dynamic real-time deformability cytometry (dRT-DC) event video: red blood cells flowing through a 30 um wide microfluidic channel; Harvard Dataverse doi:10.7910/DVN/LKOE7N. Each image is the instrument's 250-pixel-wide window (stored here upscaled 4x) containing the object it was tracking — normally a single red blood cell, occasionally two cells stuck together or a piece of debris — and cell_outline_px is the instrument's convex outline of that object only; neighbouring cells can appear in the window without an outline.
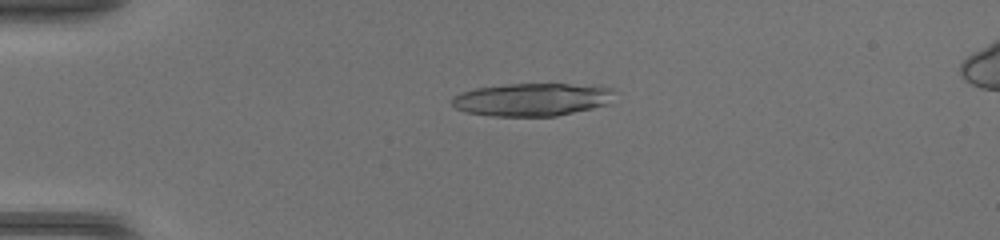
{"species": "common noctule bat (a hibernating species)", "species_latin": "Nyctalus noctula", "temperature_condition": "warm", "stored_images_in_passage": 47, "camera_frame_rate_fps": 3000, "um_per_image_px": 0.085, "animal": {"sex": "female", "body_mass_g": 17.0, "forearm_length_mm": 48.0}, "frame": {"image": 1, "passage_image": 12, "time_ms": 3.667, "image_size_px": [1000, 240], "cell_outline_px": [[612, 92], [608, 104], [592, 108], [556, 116], [492, 116], [468, 112], [456, 108], [452, 104], [452, 96], [460, 92], [476, 88], [508, 84], [600, 84], [612, 88]], "centroid_in_image_um": [45.24, 8.44], "position_along_channel_um": 39.8, "area_um2": 31.21}}